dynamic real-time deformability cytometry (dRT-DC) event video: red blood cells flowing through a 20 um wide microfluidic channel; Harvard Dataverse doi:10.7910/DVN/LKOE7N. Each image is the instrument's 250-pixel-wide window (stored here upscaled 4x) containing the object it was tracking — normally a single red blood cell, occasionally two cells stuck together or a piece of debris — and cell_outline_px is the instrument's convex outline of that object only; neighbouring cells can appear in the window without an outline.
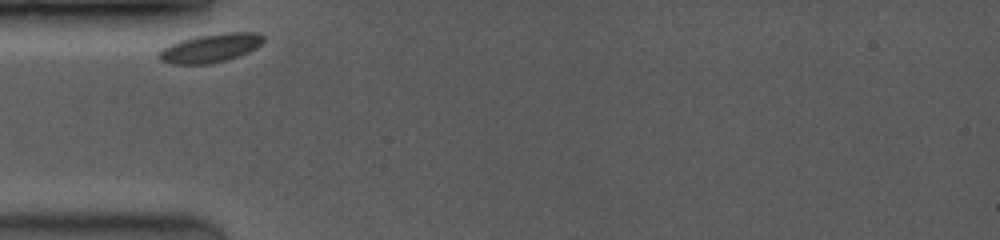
{"species": "common noctule bat (a hibernating species)", "species_latin": "Nyctalus noctula", "temperature_condition": "room temperature", "stored_images_in_passage": 77, "camera_frame_rate_fps": 3500, "um_per_image_px": 0.085, "animal": {"sex": "female", "body_mass_g": 19.0, "forearm_length_mm": 53.3}, "frame": {"image": 1, "passage_image": 1, "time_ms": 0.0, "image_size_px": [1000, 240], "cell_outline_px": [[264, 40], [256, 48], [248, 52], [224, 60], [208, 64], [172, 64], [160, 60], [160, 52], [164, 48], [180, 40], [196, 36], [224, 32], [256, 32], [264, 36]], "centroid_in_image_um": [17.92, 4.07], "position_along_channel_um": 67.1, "area_um2": 17.17}}
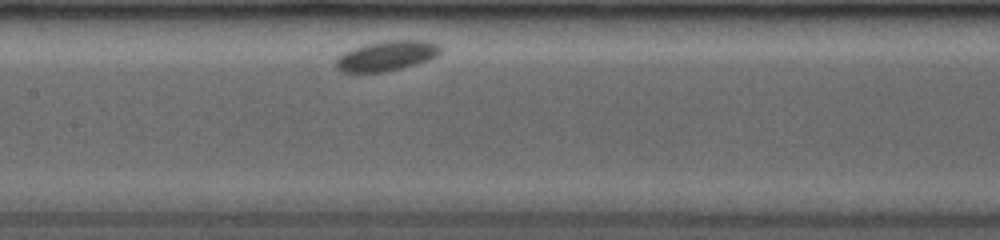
{"frame": {"image": 2, "passage_image": 25, "time_ms": 3.143, "image_size_px": [1000, 240], "cell_outline_px": [[440, 52], [436, 56], [428, 60], [416, 64], [384, 72], [344, 72], [336, 68], [336, 56], [352, 48], [364, 44], [388, 40], [420, 40], [436, 44], [440, 48]], "centroid_in_image_um": [32.81, 4.74], "position_along_channel_um": 174.6, "area_um2": 18.15}}
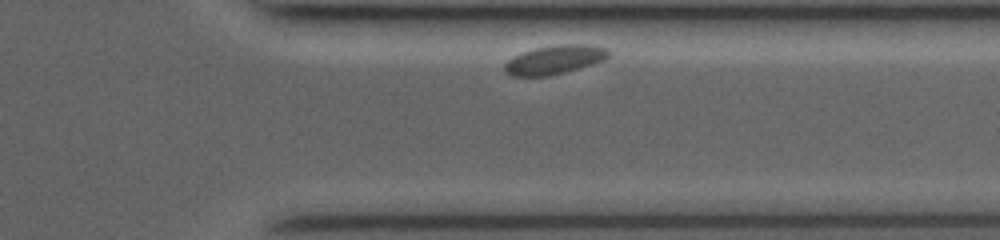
{"frame": {"image": 3, "passage_image": 68, "time_ms": 8.571, "image_size_px": [1000, 240], "cell_outline_px": [[612, 52], [604, 60], [592, 64], [564, 72], [548, 76], [512, 76], [504, 72], [504, 64], [512, 56], [536, 48], [560, 44], [588, 44], [608, 48]], "centroid_in_image_um": [47.15, 5.07], "position_along_channel_um": 364.2, "area_um2": 17.51}, "authors_computed_cell_mechanics": {"area_um2": 17.5712, "velocity_mm_per_s": 3.4767, "shape_relaxation_time_tau1_ms": 1.0149, "shape_relaxation_time_tau2_ms": null, "deformation_change_tau1": 0.0572, "deformation_change_tau2": null}}